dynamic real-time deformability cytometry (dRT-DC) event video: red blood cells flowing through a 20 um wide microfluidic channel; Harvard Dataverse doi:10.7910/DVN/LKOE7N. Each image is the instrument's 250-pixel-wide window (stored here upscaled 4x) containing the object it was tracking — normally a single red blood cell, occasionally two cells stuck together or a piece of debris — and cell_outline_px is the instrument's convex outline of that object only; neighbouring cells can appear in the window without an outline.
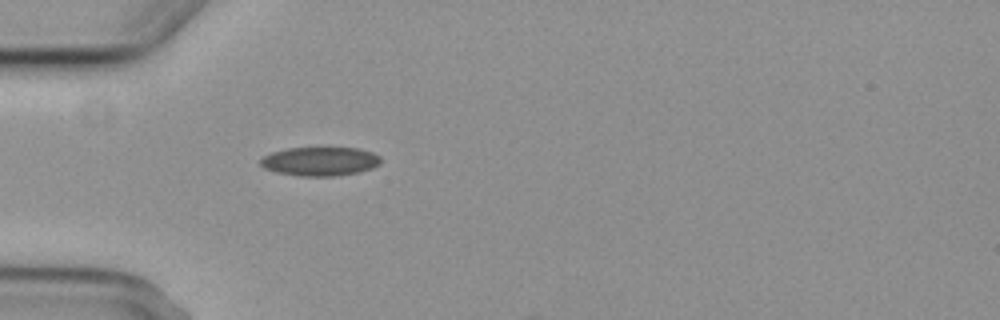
{"species": "common noctule bat (a hibernating species)", "species_latin": "Nyctalus noctula", "temperature_condition": "cold", "stored_images_in_passage": 6, "camera_frame_rate_fps": 3000, "um_per_image_px": 0.085, "animal": {"sex": "female", "body_mass_g": 29.2, "forearm_length_mm": 56.3}, "frame": {"image": 1, "passage_image": 6, "time_ms": 6.667, "image_size_px": [1000, 320], "cell_outline_px": [[380, 164], [372, 168], [360, 172], [336, 176], [300, 176], [276, 172], [264, 168], [260, 164], [260, 160], [264, 156], [272, 152], [288, 148], [360, 148], [372, 152], [380, 156]], "centroid_in_image_um": [27.22, 13.72], "position_along_channel_um": 57.8, "area_um2": 20.29}}